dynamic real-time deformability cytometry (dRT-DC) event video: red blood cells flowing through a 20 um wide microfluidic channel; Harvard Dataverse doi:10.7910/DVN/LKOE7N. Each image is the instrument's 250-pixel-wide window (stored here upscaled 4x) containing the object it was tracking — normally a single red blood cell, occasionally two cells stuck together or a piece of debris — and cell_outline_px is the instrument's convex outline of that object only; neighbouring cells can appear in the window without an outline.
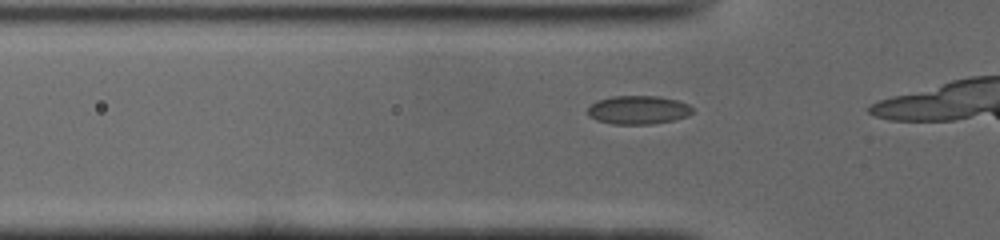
{"species": "common noctule bat (a hibernating species)", "species_latin": "Nyctalus noctula", "temperature_condition": "cold", "stored_images_in_passage": 7, "camera_frame_rate_fps": 3000, "um_per_image_px": 0.085, "animal": {"sex": "male", "body_mass_g": 19.0, "forearm_length_mm": 50.8}, "frame": {"image": 1, "passage_image": 4, "time_ms": 1.0, "image_size_px": [1000, 240], "cell_outline_px": [[692, 112], [688, 116], [672, 120], [652, 124], [612, 124], [596, 120], [588, 116], [588, 108], [596, 100], [612, 96], [656, 96], [676, 100], [688, 104], [692, 108]], "centroid_in_image_um": [54.21, 9.34], "position_along_channel_um": 71.6, "area_um2": 17.4}}